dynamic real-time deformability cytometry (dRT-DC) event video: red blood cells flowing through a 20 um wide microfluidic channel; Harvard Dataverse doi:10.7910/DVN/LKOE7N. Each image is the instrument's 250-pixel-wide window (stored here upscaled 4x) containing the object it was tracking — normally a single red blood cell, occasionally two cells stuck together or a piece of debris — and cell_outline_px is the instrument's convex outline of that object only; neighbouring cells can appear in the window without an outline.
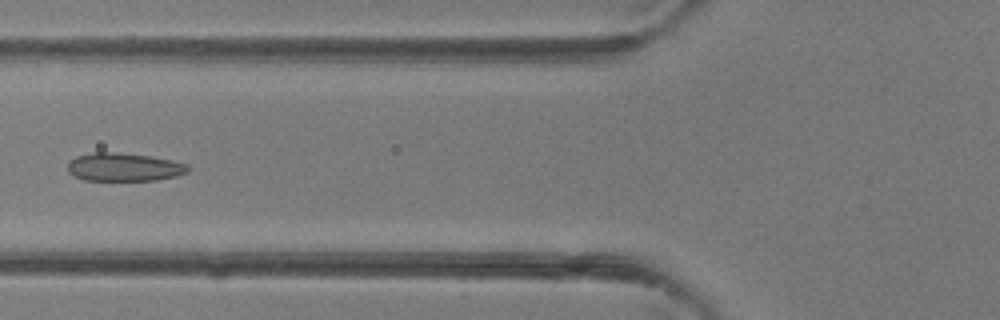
{"species": "common noctule bat (a hibernating species)", "species_latin": "Nyctalus noctula", "temperature_condition": "room temperature", "stored_images_in_passage": 41, "camera_frame_rate_fps": 3000, "um_per_image_px": 0.085, "animal": {"sex": "female"}, "frame": {"image": 1, "passage_image": 16, "time_ms": 5.0, "image_size_px": [1000, 320], "cell_outline_px": [[188, 172], [176, 176], [156, 180], [84, 180], [68, 172], [68, 160], [76, 156], [96, 152], [116, 152], [148, 156], [172, 160], [188, 164]], "centroid_in_image_um": [10.53, 14.2], "position_along_channel_um": 115.3, "area_um2": 19.71}}
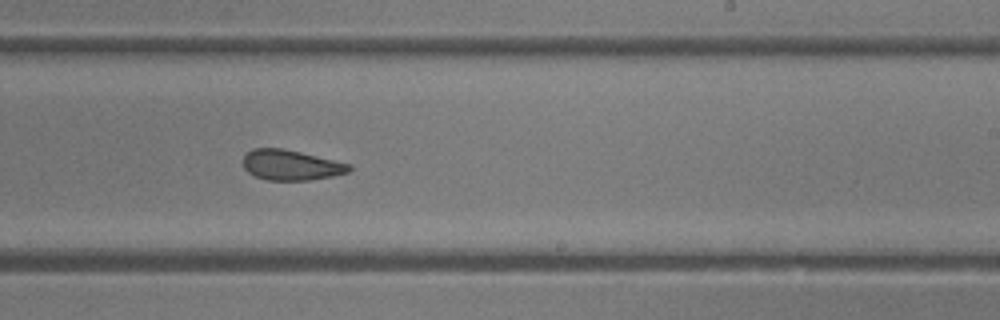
{"frame": {"image": 2, "passage_image": 25, "time_ms": 8.0, "image_size_px": [1000, 320], "cell_outline_px": [[352, 168], [348, 172], [332, 176], [308, 180], [268, 180], [256, 176], [248, 172], [244, 168], [244, 156], [252, 148], [280, 148], [300, 152], [352, 164]], "centroid_in_image_um": [24.75, 14.03], "position_along_channel_um": 264.3, "area_um2": 18.55}}
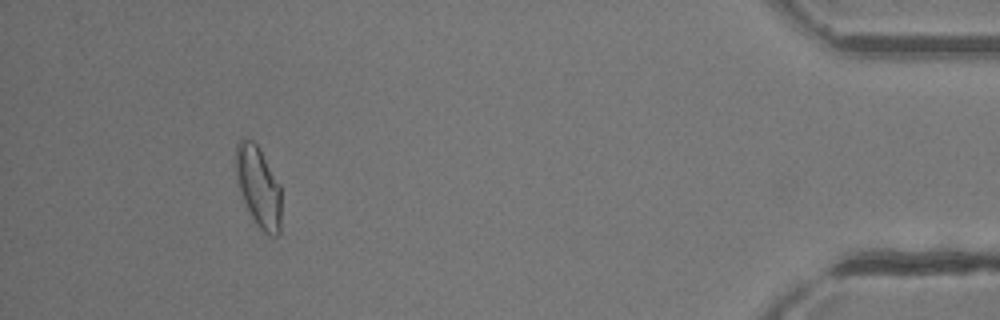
{"frame": {"image": 3, "passage_image": 38, "time_ms": 12.333, "image_size_px": [1000, 320], "cell_outline_px": [[280, 232], [276, 236], [268, 236], [256, 224], [244, 200], [236, 180], [236, 144], [244, 136], [252, 140], [256, 144], [280, 184]], "centroid_in_image_um": [21.97, 15.86], "position_along_channel_um": 413.2, "area_um2": 21.1}}